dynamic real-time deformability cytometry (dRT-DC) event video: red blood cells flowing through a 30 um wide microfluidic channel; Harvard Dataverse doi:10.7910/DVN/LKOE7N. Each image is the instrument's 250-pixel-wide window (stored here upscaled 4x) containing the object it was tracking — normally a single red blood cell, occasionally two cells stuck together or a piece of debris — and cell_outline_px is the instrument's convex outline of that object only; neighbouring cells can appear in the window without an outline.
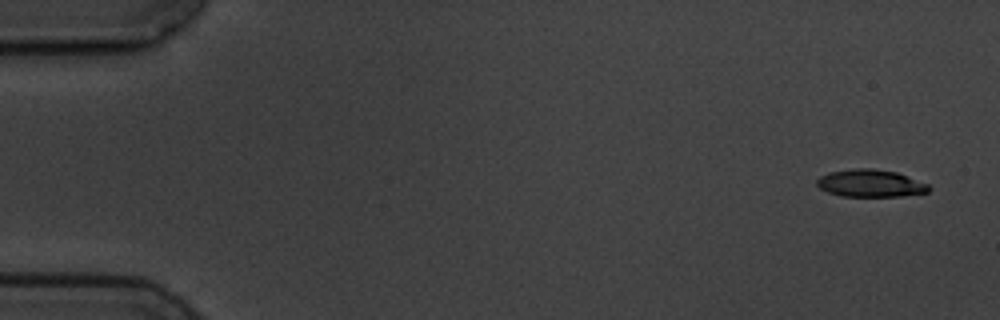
{"species": "common noctule bat (a hibernating species)", "species_latin": "Nyctalus noctula", "temperature_condition": "cold", "stored_images_in_passage": 5, "camera_frame_rate_fps": 3000, "um_per_image_px": 0.085, "animal": {"sex": "male", "body_mass_g": 19.5, "forearm_length_mm": 54.6}, "frame": {"image": 1, "passage_image": 1, "time_ms": 0.0, "image_size_px": [1000, 320], "cell_outline_px": [[932, 188], [928, 192], [904, 196], [840, 196], [828, 192], [820, 188], [816, 184], [816, 180], [820, 176], [828, 172], [856, 168], [872, 168], [896, 172], [928, 184]], "centroid_in_image_um": [73.98, 15.58], "position_along_channel_um": 11.0, "area_um2": 17.92}}
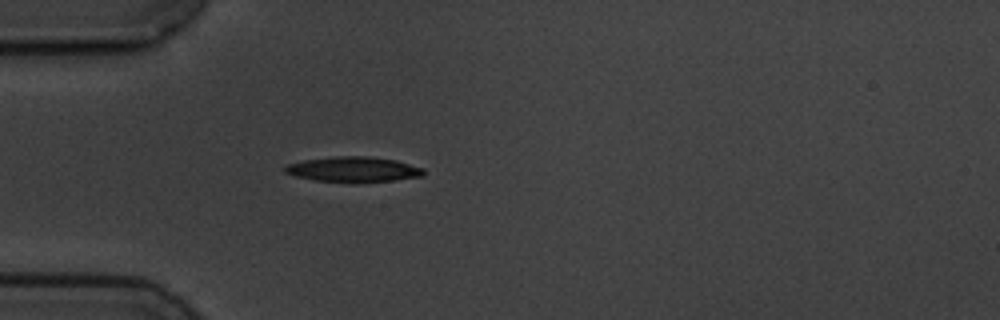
{"frame": {"image": 2, "passage_image": 5, "time_ms": 4.667, "image_size_px": [1000, 320], "cell_outline_px": [[424, 176], [396, 180], [356, 184], [312, 180], [296, 176], [284, 172], [284, 168], [288, 164], [304, 160], [336, 156], [368, 156], [396, 160], [424, 168]], "centroid_in_image_um": [30.06, 14.42], "position_along_channel_um": 54.9, "area_um2": 20.87}}